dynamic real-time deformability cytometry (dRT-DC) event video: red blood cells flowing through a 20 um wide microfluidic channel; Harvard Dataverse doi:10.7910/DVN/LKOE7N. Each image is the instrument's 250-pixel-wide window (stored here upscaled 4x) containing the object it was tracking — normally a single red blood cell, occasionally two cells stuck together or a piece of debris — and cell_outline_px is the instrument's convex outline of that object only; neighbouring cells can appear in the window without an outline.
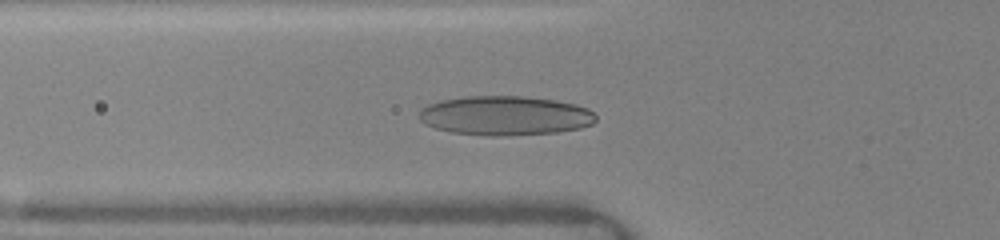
{"species": "human", "species_latin": "Homo sapiens", "temperature_condition": "warm", "stored_images_in_passage": 8, "camera_frame_rate_fps": 3000, "um_per_image_px": 0.085, "donor": {"sex": "female"}, "frame": {"image": 1, "passage_image": 3, "time_ms": 0.333, "image_size_px": [1000, 240], "cell_outline_px": [[596, 120], [592, 124], [580, 128], [556, 132], [508, 136], [488, 136], [452, 132], [436, 128], [424, 124], [416, 116], [420, 108], [428, 104], [440, 100], [464, 96], [524, 96], [556, 100], [576, 104], [588, 108], [596, 116]], "centroid_in_image_um": [42.9, 9.82], "position_along_channel_um": 82.9, "area_um2": 40.98}}